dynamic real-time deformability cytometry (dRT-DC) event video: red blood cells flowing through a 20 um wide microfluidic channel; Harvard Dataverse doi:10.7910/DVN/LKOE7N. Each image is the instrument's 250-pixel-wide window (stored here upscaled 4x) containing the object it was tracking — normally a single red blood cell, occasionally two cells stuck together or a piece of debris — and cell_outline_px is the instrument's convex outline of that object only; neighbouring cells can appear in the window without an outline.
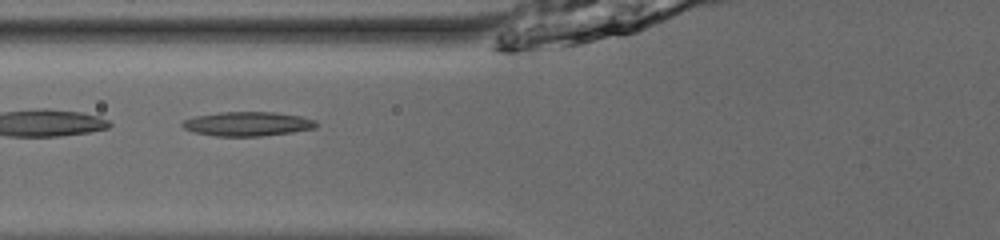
{"species": "common noctule bat (a hibernating species)", "species_latin": "Nyctalus noctula", "temperature_condition": "room temperature", "stored_images_in_passage": 35, "camera_frame_rate_fps": 3000, "um_per_image_px": 0.085, "animal": {"sex": "male", "body_mass_g": 13.0, "forearm_length_mm": 53.1}, "frame": {"image": 1, "passage_image": 6, "time_ms": 1.667, "image_size_px": [1000, 240], "cell_outline_px": [[320, 124], [316, 128], [292, 132], [260, 136], [216, 136], [192, 132], [184, 128], [180, 124], [184, 120], [196, 116], [220, 112], [276, 112], [300, 116], [316, 120]], "centroid_in_image_um": [21.07, 10.53], "position_along_channel_um": 104.7, "area_um2": 19.02}}
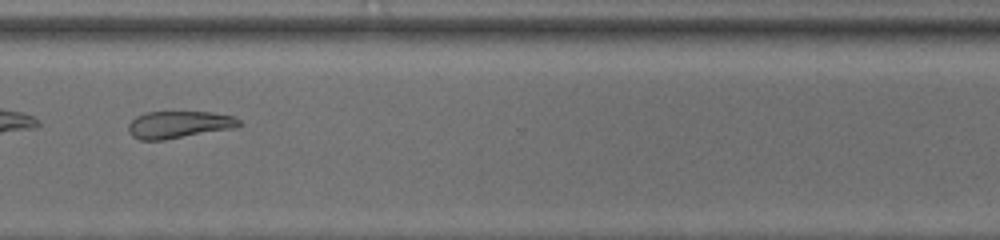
{"frame": {"image": 2, "passage_image": 25, "time_ms": 8.0, "image_size_px": [1000, 240], "cell_outline_px": [[244, 124], [236, 128], [164, 140], [140, 140], [132, 136], [128, 132], [128, 124], [136, 116], [148, 112], [212, 112], [236, 116]], "centroid_in_image_um": [15.26, 10.59], "position_along_channel_um": 355.3, "area_um2": 17.8}}